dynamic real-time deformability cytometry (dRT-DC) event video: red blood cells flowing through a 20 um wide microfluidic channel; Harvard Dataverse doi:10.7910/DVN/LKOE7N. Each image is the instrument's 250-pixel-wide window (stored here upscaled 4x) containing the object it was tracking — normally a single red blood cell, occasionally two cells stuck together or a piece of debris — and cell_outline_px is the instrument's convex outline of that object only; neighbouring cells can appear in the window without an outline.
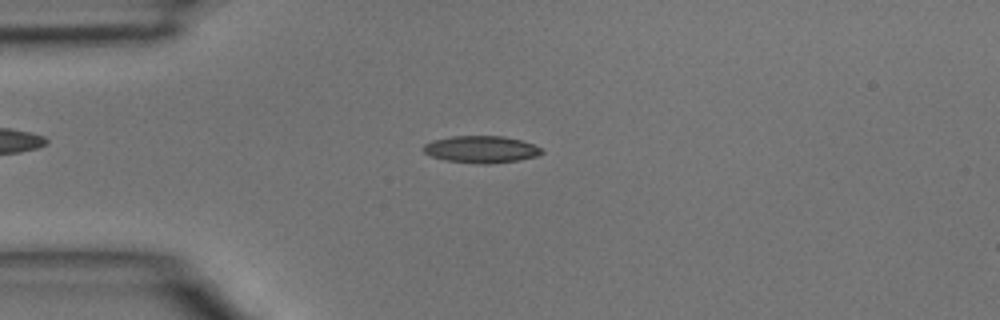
{"species": "common noctule bat (a hibernating species)", "species_latin": "Nyctalus noctula", "temperature_condition": "room temperature", "stored_images_in_passage": 45, "camera_frame_rate_fps": 3000, "um_per_image_px": 0.085, "animal": {"sex": "male", "body_mass_g": 15.6}, "frame": {"image": 1, "passage_image": 11, "time_ms": 3.333, "image_size_px": [1000, 320], "cell_outline_px": [[544, 152], [536, 156], [520, 160], [484, 164], [480, 164], [444, 160], [432, 156], [424, 152], [424, 144], [432, 140], [452, 136], [504, 136], [520, 140], [544, 148]], "centroid_in_image_um": [40.92, 12.69], "position_along_channel_um": 44.1, "area_um2": 18.61}}
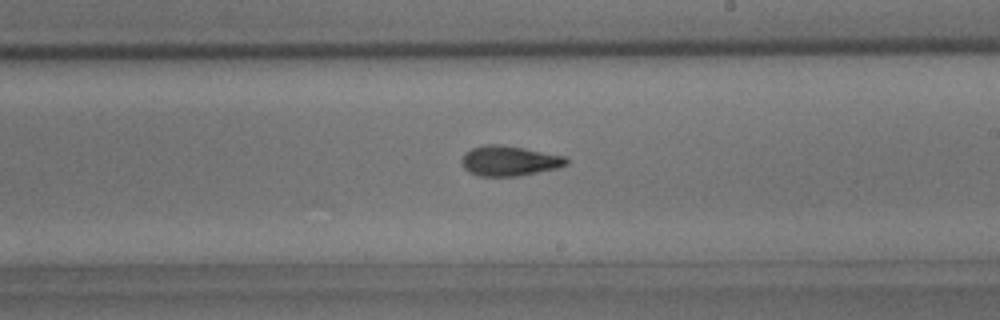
{"frame": {"image": 2, "passage_image": 26, "time_ms": 8.333, "image_size_px": [1000, 320], "cell_outline_px": [[568, 164], [556, 168], [516, 176], [480, 176], [464, 168], [460, 160], [464, 152], [472, 148], [484, 144], [500, 144], [524, 148], [564, 156], [568, 160]], "centroid_in_image_um": [43.25, 13.65], "position_along_channel_um": 245.8, "area_um2": 18.21}}
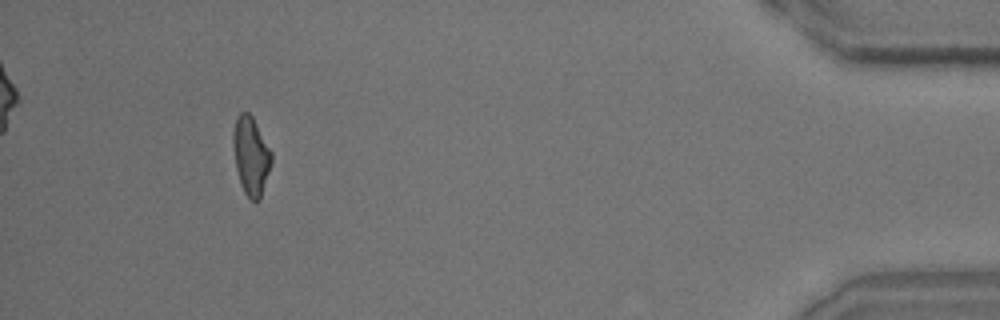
{"frame": {"image": 3, "passage_image": 42, "time_ms": 13.667, "image_size_px": [1000, 320], "cell_outline_px": [[272, 164], [260, 200], [252, 200], [244, 192], [240, 184], [236, 168], [232, 144], [232, 132], [236, 116], [240, 112], [248, 112], [252, 116], [272, 152]], "centroid_in_image_um": [21.32, 13.23], "position_along_channel_um": 413.9, "area_um2": 17.69}}